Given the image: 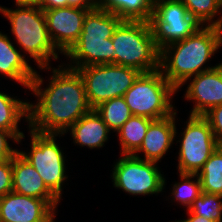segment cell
I'll return each instance as SVG.
<instances>
[{"label":"cell","instance_id":"obj_1","mask_svg":"<svg viewBox=\"0 0 222 222\" xmlns=\"http://www.w3.org/2000/svg\"><path fill=\"white\" fill-rule=\"evenodd\" d=\"M29 93V127L41 133L63 134L92 109L82 76L63 63L37 68Z\"/></svg>","mask_w":222,"mask_h":222},{"label":"cell","instance_id":"obj_2","mask_svg":"<svg viewBox=\"0 0 222 222\" xmlns=\"http://www.w3.org/2000/svg\"><path fill=\"white\" fill-rule=\"evenodd\" d=\"M221 50L222 28L203 26L195 34L160 50V70L177 89L190 77L215 68L217 63L211 61Z\"/></svg>","mask_w":222,"mask_h":222},{"label":"cell","instance_id":"obj_3","mask_svg":"<svg viewBox=\"0 0 222 222\" xmlns=\"http://www.w3.org/2000/svg\"><path fill=\"white\" fill-rule=\"evenodd\" d=\"M0 15L9 21L10 38L36 69L54 66V61L63 63V55L50 39L42 8L17 3L9 8L0 4Z\"/></svg>","mask_w":222,"mask_h":222},{"label":"cell","instance_id":"obj_4","mask_svg":"<svg viewBox=\"0 0 222 222\" xmlns=\"http://www.w3.org/2000/svg\"><path fill=\"white\" fill-rule=\"evenodd\" d=\"M27 133L18 140V152L30 162V164L39 173L43 179L46 187L62 202L64 188L69 185L72 175L69 176L70 163L67 158L68 154H65L67 150L66 146H63L64 142L60 141L65 136L64 134L55 133H41L31 129L29 126ZM29 140V147H22L23 142ZM60 139V140H59ZM62 146H61V143ZM24 149V150H22ZM27 149V150H26ZM68 164V165H67ZM69 166V168H68ZM70 181V182H69Z\"/></svg>","mask_w":222,"mask_h":222},{"label":"cell","instance_id":"obj_5","mask_svg":"<svg viewBox=\"0 0 222 222\" xmlns=\"http://www.w3.org/2000/svg\"><path fill=\"white\" fill-rule=\"evenodd\" d=\"M122 21L116 14L98 6L90 10L84 19L79 39L63 56V64L71 69L114 64L112 37Z\"/></svg>","mask_w":222,"mask_h":222},{"label":"cell","instance_id":"obj_6","mask_svg":"<svg viewBox=\"0 0 222 222\" xmlns=\"http://www.w3.org/2000/svg\"><path fill=\"white\" fill-rule=\"evenodd\" d=\"M112 43L115 65L132 67L142 73L160 69V50L149 22L123 20L114 31Z\"/></svg>","mask_w":222,"mask_h":222},{"label":"cell","instance_id":"obj_7","mask_svg":"<svg viewBox=\"0 0 222 222\" xmlns=\"http://www.w3.org/2000/svg\"><path fill=\"white\" fill-rule=\"evenodd\" d=\"M178 114L177 108L174 141L176 144L174 146H177L174 148H178L175 154H178L175 157L176 170L179 173L197 174L219 143L213 135L209 122L203 116L188 115V119L183 121V119L180 120ZM178 122L182 124L184 122V125L180 127ZM178 127L182 130H179Z\"/></svg>","mask_w":222,"mask_h":222},{"label":"cell","instance_id":"obj_8","mask_svg":"<svg viewBox=\"0 0 222 222\" xmlns=\"http://www.w3.org/2000/svg\"><path fill=\"white\" fill-rule=\"evenodd\" d=\"M177 90L163 76L160 69L141 73L123 95L132 115L159 120L176 110ZM174 99V100H173Z\"/></svg>","mask_w":222,"mask_h":222},{"label":"cell","instance_id":"obj_9","mask_svg":"<svg viewBox=\"0 0 222 222\" xmlns=\"http://www.w3.org/2000/svg\"><path fill=\"white\" fill-rule=\"evenodd\" d=\"M160 165L133 155H120L111 166L112 187L135 198L162 196L168 184Z\"/></svg>","mask_w":222,"mask_h":222},{"label":"cell","instance_id":"obj_10","mask_svg":"<svg viewBox=\"0 0 222 222\" xmlns=\"http://www.w3.org/2000/svg\"><path fill=\"white\" fill-rule=\"evenodd\" d=\"M83 78L89 106L94 109L104 101L120 97L142 73L138 69L115 64L76 68Z\"/></svg>","mask_w":222,"mask_h":222},{"label":"cell","instance_id":"obj_11","mask_svg":"<svg viewBox=\"0 0 222 222\" xmlns=\"http://www.w3.org/2000/svg\"><path fill=\"white\" fill-rule=\"evenodd\" d=\"M149 25L159 50L195 34L204 25L191 16L180 0H156Z\"/></svg>","mask_w":222,"mask_h":222},{"label":"cell","instance_id":"obj_12","mask_svg":"<svg viewBox=\"0 0 222 222\" xmlns=\"http://www.w3.org/2000/svg\"><path fill=\"white\" fill-rule=\"evenodd\" d=\"M176 90V97L185 90L182 98L193 104L188 115L203 116L211 108L222 105V74L216 66L190 77Z\"/></svg>","mask_w":222,"mask_h":222},{"label":"cell","instance_id":"obj_13","mask_svg":"<svg viewBox=\"0 0 222 222\" xmlns=\"http://www.w3.org/2000/svg\"><path fill=\"white\" fill-rule=\"evenodd\" d=\"M90 10L70 6L43 10L50 39L63 56L79 39Z\"/></svg>","mask_w":222,"mask_h":222},{"label":"cell","instance_id":"obj_14","mask_svg":"<svg viewBox=\"0 0 222 222\" xmlns=\"http://www.w3.org/2000/svg\"><path fill=\"white\" fill-rule=\"evenodd\" d=\"M59 213L45 200L9 192L0 198V222H56Z\"/></svg>","mask_w":222,"mask_h":222},{"label":"cell","instance_id":"obj_15","mask_svg":"<svg viewBox=\"0 0 222 222\" xmlns=\"http://www.w3.org/2000/svg\"><path fill=\"white\" fill-rule=\"evenodd\" d=\"M0 30V77L8 81L6 83H16L18 88L23 87L24 94L30 96L29 88L36 68L17 48L9 34Z\"/></svg>","mask_w":222,"mask_h":222},{"label":"cell","instance_id":"obj_16","mask_svg":"<svg viewBox=\"0 0 222 222\" xmlns=\"http://www.w3.org/2000/svg\"><path fill=\"white\" fill-rule=\"evenodd\" d=\"M176 129V111L159 120H153L146 131L140 148L133 154V156L147 160L161 163L166 159L168 152L173 151L175 141Z\"/></svg>","mask_w":222,"mask_h":222},{"label":"cell","instance_id":"obj_17","mask_svg":"<svg viewBox=\"0 0 222 222\" xmlns=\"http://www.w3.org/2000/svg\"><path fill=\"white\" fill-rule=\"evenodd\" d=\"M12 191L48 202L57 212L61 201L46 187L35 168L19 152L12 158Z\"/></svg>","mask_w":222,"mask_h":222},{"label":"cell","instance_id":"obj_18","mask_svg":"<svg viewBox=\"0 0 222 222\" xmlns=\"http://www.w3.org/2000/svg\"><path fill=\"white\" fill-rule=\"evenodd\" d=\"M63 134L65 138L68 134L69 138L71 137L69 140H72L71 144L77 148L100 151L109 143L113 133L96 110L91 109Z\"/></svg>","mask_w":222,"mask_h":222},{"label":"cell","instance_id":"obj_19","mask_svg":"<svg viewBox=\"0 0 222 222\" xmlns=\"http://www.w3.org/2000/svg\"><path fill=\"white\" fill-rule=\"evenodd\" d=\"M0 86V128L12 132L18 139L26 134L25 130L20 124L24 122L29 126V100L24 99L20 95L15 96L16 93L9 94V89ZM20 97V98H19ZM22 120V123H21Z\"/></svg>","mask_w":222,"mask_h":222},{"label":"cell","instance_id":"obj_20","mask_svg":"<svg viewBox=\"0 0 222 222\" xmlns=\"http://www.w3.org/2000/svg\"><path fill=\"white\" fill-rule=\"evenodd\" d=\"M176 174L178 176V180L177 182L174 181L172 182L173 184L169 185L168 188L170 192L164 195V201H168L167 204L171 203L170 207L177 206L178 208L179 206V208H183L185 211L192 206L194 201L202 193L201 182L197 174L179 172Z\"/></svg>","mask_w":222,"mask_h":222},{"label":"cell","instance_id":"obj_21","mask_svg":"<svg viewBox=\"0 0 222 222\" xmlns=\"http://www.w3.org/2000/svg\"><path fill=\"white\" fill-rule=\"evenodd\" d=\"M152 119L132 115L121 128L112 135L119 142L118 155H133L141 146Z\"/></svg>","mask_w":222,"mask_h":222},{"label":"cell","instance_id":"obj_22","mask_svg":"<svg viewBox=\"0 0 222 222\" xmlns=\"http://www.w3.org/2000/svg\"><path fill=\"white\" fill-rule=\"evenodd\" d=\"M153 0H97V6L116 14L122 20L149 21Z\"/></svg>","mask_w":222,"mask_h":222},{"label":"cell","instance_id":"obj_23","mask_svg":"<svg viewBox=\"0 0 222 222\" xmlns=\"http://www.w3.org/2000/svg\"><path fill=\"white\" fill-rule=\"evenodd\" d=\"M202 192L222 196V145H219L197 173Z\"/></svg>","mask_w":222,"mask_h":222},{"label":"cell","instance_id":"obj_24","mask_svg":"<svg viewBox=\"0 0 222 222\" xmlns=\"http://www.w3.org/2000/svg\"><path fill=\"white\" fill-rule=\"evenodd\" d=\"M189 14L204 26L222 28V0H180Z\"/></svg>","mask_w":222,"mask_h":222},{"label":"cell","instance_id":"obj_25","mask_svg":"<svg viewBox=\"0 0 222 222\" xmlns=\"http://www.w3.org/2000/svg\"><path fill=\"white\" fill-rule=\"evenodd\" d=\"M94 109L114 134L132 116L123 96L104 101Z\"/></svg>","mask_w":222,"mask_h":222},{"label":"cell","instance_id":"obj_26","mask_svg":"<svg viewBox=\"0 0 222 222\" xmlns=\"http://www.w3.org/2000/svg\"><path fill=\"white\" fill-rule=\"evenodd\" d=\"M188 211L208 220L222 222V196L202 192Z\"/></svg>","mask_w":222,"mask_h":222},{"label":"cell","instance_id":"obj_27","mask_svg":"<svg viewBox=\"0 0 222 222\" xmlns=\"http://www.w3.org/2000/svg\"><path fill=\"white\" fill-rule=\"evenodd\" d=\"M18 140L12 132L0 128V162L14 157L18 152Z\"/></svg>","mask_w":222,"mask_h":222},{"label":"cell","instance_id":"obj_28","mask_svg":"<svg viewBox=\"0 0 222 222\" xmlns=\"http://www.w3.org/2000/svg\"><path fill=\"white\" fill-rule=\"evenodd\" d=\"M68 6L82 9H94L97 7V0H43V3L39 7L43 10H50Z\"/></svg>","mask_w":222,"mask_h":222},{"label":"cell","instance_id":"obj_29","mask_svg":"<svg viewBox=\"0 0 222 222\" xmlns=\"http://www.w3.org/2000/svg\"><path fill=\"white\" fill-rule=\"evenodd\" d=\"M203 117L209 122L219 145H222V105L211 108Z\"/></svg>","mask_w":222,"mask_h":222},{"label":"cell","instance_id":"obj_30","mask_svg":"<svg viewBox=\"0 0 222 222\" xmlns=\"http://www.w3.org/2000/svg\"><path fill=\"white\" fill-rule=\"evenodd\" d=\"M12 192V159L0 162V198Z\"/></svg>","mask_w":222,"mask_h":222},{"label":"cell","instance_id":"obj_31","mask_svg":"<svg viewBox=\"0 0 222 222\" xmlns=\"http://www.w3.org/2000/svg\"><path fill=\"white\" fill-rule=\"evenodd\" d=\"M186 213H184L186 216L184 218H181L180 220L176 219L174 221L171 222H218L215 220H208L207 218L195 215V214H191L188 210L185 211ZM170 222V220H169Z\"/></svg>","mask_w":222,"mask_h":222},{"label":"cell","instance_id":"obj_32","mask_svg":"<svg viewBox=\"0 0 222 222\" xmlns=\"http://www.w3.org/2000/svg\"><path fill=\"white\" fill-rule=\"evenodd\" d=\"M12 2L23 5L40 6L43 0H14Z\"/></svg>","mask_w":222,"mask_h":222},{"label":"cell","instance_id":"obj_33","mask_svg":"<svg viewBox=\"0 0 222 222\" xmlns=\"http://www.w3.org/2000/svg\"><path fill=\"white\" fill-rule=\"evenodd\" d=\"M222 60V59H221ZM220 60V62L219 61H217L218 63H217V67L219 68V70H220V72H221V74H222V61Z\"/></svg>","mask_w":222,"mask_h":222}]
</instances>
